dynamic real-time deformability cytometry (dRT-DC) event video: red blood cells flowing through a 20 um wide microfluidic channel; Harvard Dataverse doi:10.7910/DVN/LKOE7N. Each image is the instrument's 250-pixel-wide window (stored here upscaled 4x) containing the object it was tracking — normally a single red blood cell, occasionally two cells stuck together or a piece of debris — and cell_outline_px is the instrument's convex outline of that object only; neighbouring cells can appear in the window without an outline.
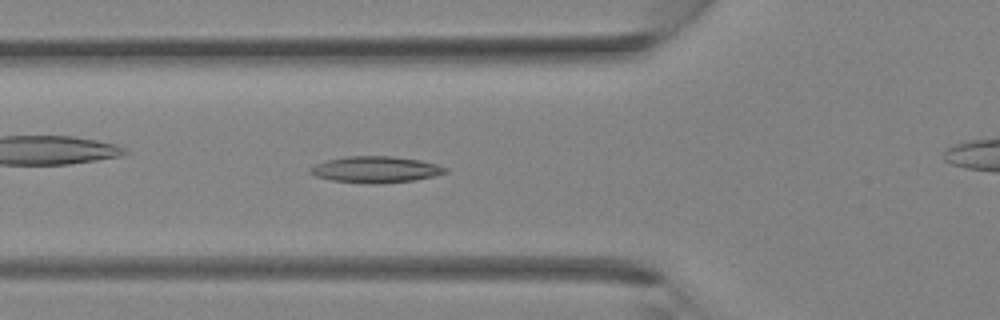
{"species": "Egyptian fruit bat (a non-hibernating species)", "species_latin": "Rousettus aegyptiacus", "temperature_condition": "room temperature", "stored_images_in_passage": 35, "camera_frame_rate_fps": 3000, "um_per_image_px": 0.085, "animal": {"sex": "female"}, "frame": {"image": 1, "passage_image": 12, "time_ms": 3.667, "image_size_px": [1000, 320], "cell_outline_px": [[448, 172], [436, 176], [416, 180], [380, 184], [372, 184], [332, 180], [316, 176], [308, 172], [316, 164], [328, 160], [344, 156], [392, 156], [420, 160], [436, 164], [448, 168]], "centroid_in_image_um": [31.99, 14.41], "position_along_channel_um": 93.8, "area_um2": 20.81}}
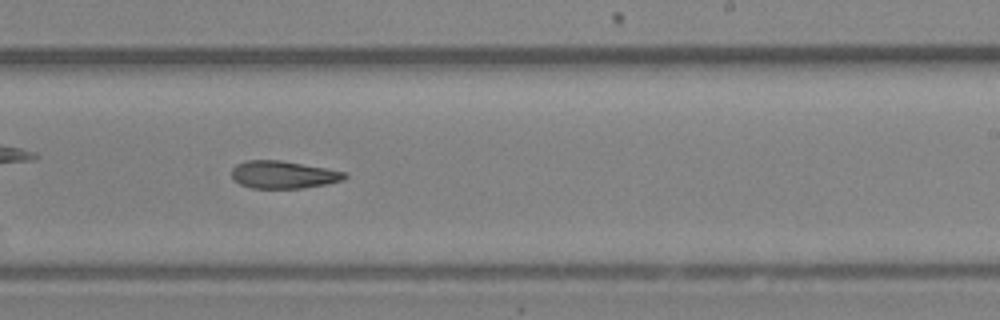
{"frame": {"image": 2, "passage_image": 21, "time_ms": 6.667, "image_size_px": [1000, 320], "cell_outline_px": [[348, 176], [344, 180], [328, 184], [300, 188], [252, 188], [240, 184], [232, 180], [232, 168], [236, 164], [244, 160], [280, 160], [348, 172]], "centroid_in_image_um": [24.08, 14.84], "position_along_channel_um": 264.9, "area_um2": 18.32}}
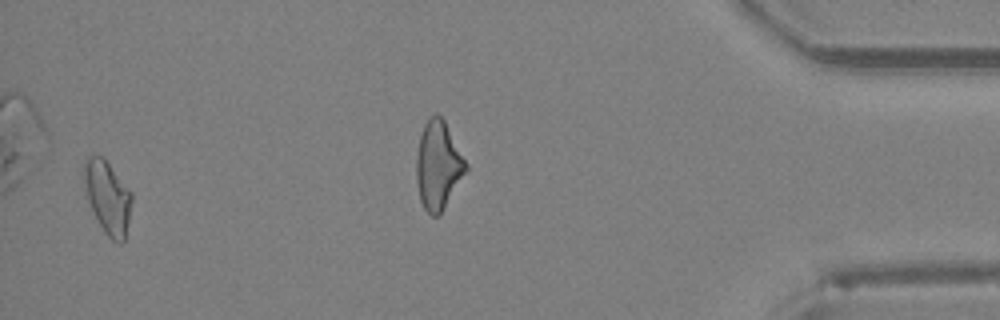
{"frame": {"image": 3, "passage_image": 34, "time_ms": 11.0, "image_size_px": [1000, 320], "cell_outline_px": [[132, 200], [124, 240], [120, 244], [112, 240], [104, 232], [88, 200], [80, 172], [84, 160], [88, 156], [100, 156], [108, 164], [132, 192]], "centroid_in_image_um": [9.11, 16.73], "position_along_channel_um": 426.1, "area_um2": 20.06}}